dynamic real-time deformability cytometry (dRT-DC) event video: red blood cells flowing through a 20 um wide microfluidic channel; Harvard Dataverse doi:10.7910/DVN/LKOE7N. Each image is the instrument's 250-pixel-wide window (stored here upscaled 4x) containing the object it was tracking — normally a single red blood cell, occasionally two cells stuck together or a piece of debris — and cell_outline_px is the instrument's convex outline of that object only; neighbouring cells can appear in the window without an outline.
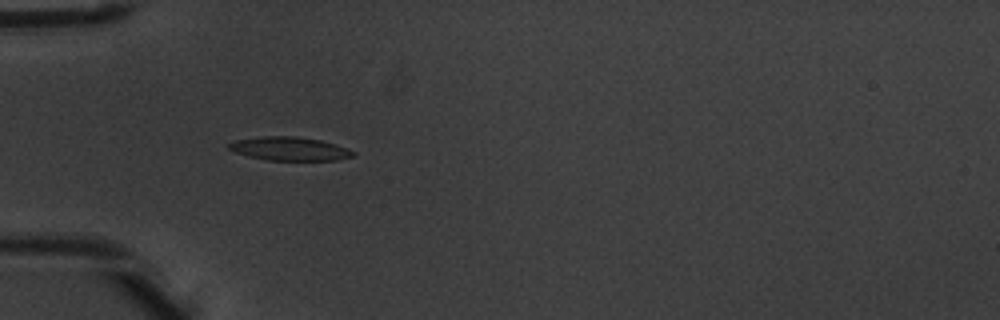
{"species": "common noctule bat (a hibernating species)", "species_latin": "Nyctalus noctula", "temperature_condition": "warm", "stored_images_in_passage": 8, "camera_frame_rate_fps": 3000, "um_per_image_px": 0.085, "animal": {"sex": "male", "body_mass_g": 20.1, "forearm_length_mm": 53.5}, "frame": {"image": 1, "passage_image": 5, "time_ms": 1.333, "image_size_px": [1000, 320], "cell_outline_px": [[356, 156], [336, 160], [268, 160], [248, 156], [236, 152], [228, 148], [228, 144], [236, 140], [264, 136], [296, 136], [320, 140], [336, 144], [348, 148], [356, 152]], "centroid_in_image_um": [24.67, 12.64], "position_along_channel_um": 60.3, "area_um2": 17.05}}
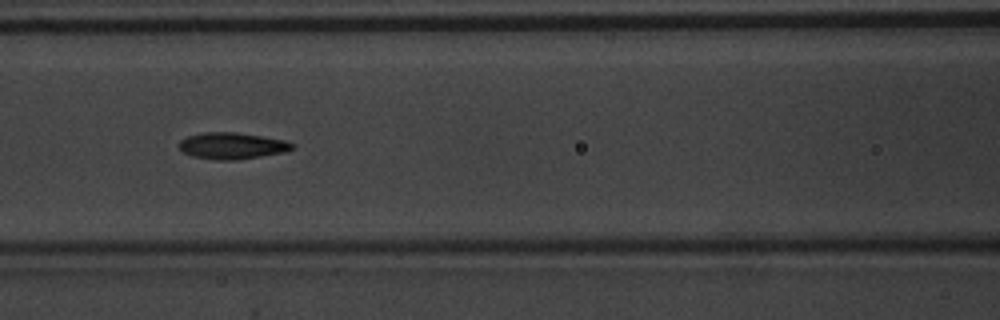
{"frame": {"image": 2, "passage_image": 7, "time_ms": 2.0, "image_size_px": [1000, 320], "cell_outline_px": [[296, 148], [284, 152], [236, 160], [216, 160], [192, 156], [184, 152], [180, 148], [180, 140], [188, 136], [204, 132], [236, 132], [284, 140], [296, 144]], "centroid_in_image_um": [19.75, 12.39], "position_along_channel_um": 146.8, "area_um2": 17.4}}
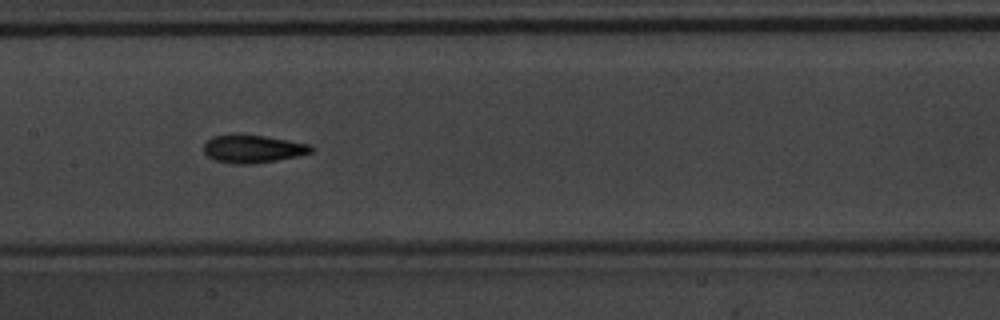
{"frame": {"image": 3, "passage_image": 8, "time_ms": 2.333, "image_size_px": [1000, 320], "cell_outline_px": [[316, 148], [312, 152], [296, 156], [276, 160], [252, 164], [232, 164], [216, 160], [208, 156], [204, 152], [204, 144], [212, 136], [264, 136], [312, 144]], "centroid_in_image_um": [21.55, 12.67], "position_along_channel_um": 185.9, "area_um2": 17.11}}